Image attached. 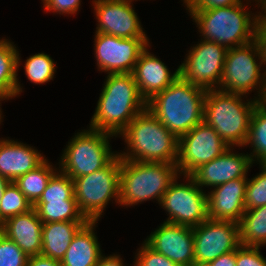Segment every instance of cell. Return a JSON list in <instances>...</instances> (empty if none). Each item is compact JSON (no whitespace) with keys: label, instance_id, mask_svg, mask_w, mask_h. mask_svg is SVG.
<instances>
[{"label":"cell","instance_id":"e0dca14e","mask_svg":"<svg viewBox=\"0 0 266 266\" xmlns=\"http://www.w3.org/2000/svg\"><path fill=\"white\" fill-rule=\"evenodd\" d=\"M232 150L234 148L230 147L221 156L199 166L189 176L201 189L204 186L213 188L236 178H248L247 172L253 165L248 152L237 154Z\"/></svg>","mask_w":266,"mask_h":266},{"label":"cell","instance_id":"cb8c5ba5","mask_svg":"<svg viewBox=\"0 0 266 266\" xmlns=\"http://www.w3.org/2000/svg\"><path fill=\"white\" fill-rule=\"evenodd\" d=\"M19 51L8 39L0 40V95L6 99L20 96L23 91L18 79V70L21 63Z\"/></svg>","mask_w":266,"mask_h":266},{"label":"cell","instance_id":"277c9868","mask_svg":"<svg viewBox=\"0 0 266 266\" xmlns=\"http://www.w3.org/2000/svg\"><path fill=\"white\" fill-rule=\"evenodd\" d=\"M247 5L217 7L207 10H190L201 39L216 42L227 49L254 41L259 15L247 10Z\"/></svg>","mask_w":266,"mask_h":266},{"label":"cell","instance_id":"ac0fdd59","mask_svg":"<svg viewBox=\"0 0 266 266\" xmlns=\"http://www.w3.org/2000/svg\"><path fill=\"white\" fill-rule=\"evenodd\" d=\"M248 178H236L213 187L207 193L208 218L239 223L245 212Z\"/></svg>","mask_w":266,"mask_h":266},{"label":"cell","instance_id":"8fae6325","mask_svg":"<svg viewBox=\"0 0 266 266\" xmlns=\"http://www.w3.org/2000/svg\"><path fill=\"white\" fill-rule=\"evenodd\" d=\"M191 48L183 63L178 66L179 76L206 91L218 89L228 49L203 39Z\"/></svg>","mask_w":266,"mask_h":266},{"label":"cell","instance_id":"836d02e7","mask_svg":"<svg viewBox=\"0 0 266 266\" xmlns=\"http://www.w3.org/2000/svg\"><path fill=\"white\" fill-rule=\"evenodd\" d=\"M135 255L133 266H178L165 255L156 252L145 241Z\"/></svg>","mask_w":266,"mask_h":266},{"label":"cell","instance_id":"30bf717a","mask_svg":"<svg viewBox=\"0 0 266 266\" xmlns=\"http://www.w3.org/2000/svg\"><path fill=\"white\" fill-rule=\"evenodd\" d=\"M179 177L169 185L159 205L169 216L164 222L193 228L208 219L207 193L189 175L184 176L186 184L178 183Z\"/></svg>","mask_w":266,"mask_h":266},{"label":"cell","instance_id":"ee69618b","mask_svg":"<svg viewBox=\"0 0 266 266\" xmlns=\"http://www.w3.org/2000/svg\"><path fill=\"white\" fill-rule=\"evenodd\" d=\"M188 266H210L209 263H205V262H195L193 261L190 265Z\"/></svg>","mask_w":266,"mask_h":266},{"label":"cell","instance_id":"f1b7e54d","mask_svg":"<svg viewBox=\"0 0 266 266\" xmlns=\"http://www.w3.org/2000/svg\"><path fill=\"white\" fill-rule=\"evenodd\" d=\"M31 209H33V205L30 201L14 182H10L4 191L0 203V225L8 218L27 213Z\"/></svg>","mask_w":266,"mask_h":266},{"label":"cell","instance_id":"e575fe53","mask_svg":"<svg viewBox=\"0 0 266 266\" xmlns=\"http://www.w3.org/2000/svg\"><path fill=\"white\" fill-rule=\"evenodd\" d=\"M259 248L240 245L236 249V266H266V258Z\"/></svg>","mask_w":266,"mask_h":266},{"label":"cell","instance_id":"ab89813d","mask_svg":"<svg viewBox=\"0 0 266 266\" xmlns=\"http://www.w3.org/2000/svg\"><path fill=\"white\" fill-rule=\"evenodd\" d=\"M210 266H236V250L219 256L217 259L209 262Z\"/></svg>","mask_w":266,"mask_h":266},{"label":"cell","instance_id":"ba28073f","mask_svg":"<svg viewBox=\"0 0 266 266\" xmlns=\"http://www.w3.org/2000/svg\"><path fill=\"white\" fill-rule=\"evenodd\" d=\"M262 65L255 41L228 49L218 90L247 98L246 95L256 89L255 99L262 102L266 93V74L261 73Z\"/></svg>","mask_w":266,"mask_h":266},{"label":"cell","instance_id":"4316f807","mask_svg":"<svg viewBox=\"0 0 266 266\" xmlns=\"http://www.w3.org/2000/svg\"><path fill=\"white\" fill-rule=\"evenodd\" d=\"M46 159L36 169L19 176L14 183L19 187L24 196L34 205L42 196L50 178L58 171Z\"/></svg>","mask_w":266,"mask_h":266},{"label":"cell","instance_id":"5b68a950","mask_svg":"<svg viewBox=\"0 0 266 266\" xmlns=\"http://www.w3.org/2000/svg\"><path fill=\"white\" fill-rule=\"evenodd\" d=\"M218 89L207 90L203 121L214 128L230 147H244L250 118L258 101Z\"/></svg>","mask_w":266,"mask_h":266},{"label":"cell","instance_id":"d6986e66","mask_svg":"<svg viewBox=\"0 0 266 266\" xmlns=\"http://www.w3.org/2000/svg\"><path fill=\"white\" fill-rule=\"evenodd\" d=\"M149 45L142 51L132 71L138 92L147 102L162 92L179 77V68L171 74L168 66L148 51Z\"/></svg>","mask_w":266,"mask_h":266},{"label":"cell","instance_id":"8992f818","mask_svg":"<svg viewBox=\"0 0 266 266\" xmlns=\"http://www.w3.org/2000/svg\"><path fill=\"white\" fill-rule=\"evenodd\" d=\"M179 176L176 164L121 159L120 206H134L155 199L159 202Z\"/></svg>","mask_w":266,"mask_h":266},{"label":"cell","instance_id":"5bb4252c","mask_svg":"<svg viewBox=\"0 0 266 266\" xmlns=\"http://www.w3.org/2000/svg\"><path fill=\"white\" fill-rule=\"evenodd\" d=\"M194 261L209 263L240 246L239 223L206 219L193 227Z\"/></svg>","mask_w":266,"mask_h":266},{"label":"cell","instance_id":"60d3db41","mask_svg":"<svg viewBox=\"0 0 266 266\" xmlns=\"http://www.w3.org/2000/svg\"><path fill=\"white\" fill-rule=\"evenodd\" d=\"M96 266H126L120 255L113 254L110 256L101 255Z\"/></svg>","mask_w":266,"mask_h":266},{"label":"cell","instance_id":"bcb514c9","mask_svg":"<svg viewBox=\"0 0 266 266\" xmlns=\"http://www.w3.org/2000/svg\"><path fill=\"white\" fill-rule=\"evenodd\" d=\"M262 102L266 105V93Z\"/></svg>","mask_w":266,"mask_h":266},{"label":"cell","instance_id":"d590c367","mask_svg":"<svg viewBox=\"0 0 266 266\" xmlns=\"http://www.w3.org/2000/svg\"><path fill=\"white\" fill-rule=\"evenodd\" d=\"M45 11L54 14H76L79 11L81 0H42Z\"/></svg>","mask_w":266,"mask_h":266},{"label":"cell","instance_id":"4dcf8cb0","mask_svg":"<svg viewBox=\"0 0 266 266\" xmlns=\"http://www.w3.org/2000/svg\"><path fill=\"white\" fill-rule=\"evenodd\" d=\"M56 200H76L74 197L73 179L60 170L50 178L47 187L37 202Z\"/></svg>","mask_w":266,"mask_h":266},{"label":"cell","instance_id":"7402d4cb","mask_svg":"<svg viewBox=\"0 0 266 266\" xmlns=\"http://www.w3.org/2000/svg\"><path fill=\"white\" fill-rule=\"evenodd\" d=\"M98 221H87L75 234L68 247L61 266H96L102 250L95 227Z\"/></svg>","mask_w":266,"mask_h":266},{"label":"cell","instance_id":"484cf974","mask_svg":"<svg viewBox=\"0 0 266 266\" xmlns=\"http://www.w3.org/2000/svg\"><path fill=\"white\" fill-rule=\"evenodd\" d=\"M253 150L249 156L254 164H266V105L258 102L250 118L248 137L245 147Z\"/></svg>","mask_w":266,"mask_h":266},{"label":"cell","instance_id":"d6a6232c","mask_svg":"<svg viewBox=\"0 0 266 266\" xmlns=\"http://www.w3.org/2000/svg\"><path fill=\"white\" fill-rule=\"evenodd\" d=\"M28 256L0 231V266H26Z\"/></svg>","mask_w":266,"mask_h":266},{"label":"cell","instance_id":"9c48e42d","mask_svg":"<svg viewBox=\"0 0 266 266\" xmlns=\"http://www.w3.org/2000/svg\"><path fill=\"white\" fill-rule=\"evenodd\" d=\"M120 170L117 154L104 168L73 179L77 206L88 221H99L112 198L119 205Z\"/></svg>","mask_w":266,"mask_h":266},{"label":"cell","instance_id":"9a60e30c","mask_svg":"<svg viewBox=\"0 0 266 266\" xmlns=\"http://www.w3.org/2000/svg\"><path fill=\"white\" fill-rule=\"evenodd\" d=\"M96 32L120 38H148L133 8V0H93Z\"/></svg>","mask_w":266,"mask_h":266},{"label":"cell","instance_id":"4fadbf2b","mask_svg":"<svg viewBox=\"0 0 266 266\" xmlns=\"http://www.w3.org/2000/svg\"><path fill=\"white\" fill-rule=\"evenodd\" d=\"M94 53L99 71L106 74L132 73L149 38H120L95 32Z\"/></svg>","mask_w":266,"mask_h":266},{"label":"cell","instance_id":"2e32d148","mask_svg":"<svg viewBox=\"0 0 266 266\" xmlns=\"http://www.w3.org/2000/svg\"><path fill=\"white\" fill-rule=\"evenodd\" d=\"M144 241L178 266H188L194 261L192 227L163 222Z\"/></svg>","mask_w":266,"mask_h":266},{"label":"cell","instance_id":"83f0119b","mask_svg":"<svg viewBox=\"0 0 266 266\" xmlns=\"http://www.w3.org/2000/svg\"><path fill=\"white\" fill-rule=\"evenodd\" d=\"M33 208L37 211L42 223L88 221L79 210L76 200L36 202Z\"/></svg>","mask_w":266,"mask_h":266},{"label":"cell","instance_id":"3957f363","mask_svg":"<svg viewBox=\"0 0 266 266\" xmlns=\"http://www.w3.org/2000/svg\"><path fill=\"white\" fill-rule=\"evenodd\" d=\"M207 91L180 76L146 103L157 119L178 139L203 121Z\"/></svg>","mask_w":266,"mask_h":266},{"label":"cell","instance_id":"52a82bcc","mask_svg":"<svg viewBox=\"0 0 266 266\" xmlns=\"http://www.w3.org/2000/svg\"><path fill=\"white\" fill-rule=\"evenodd\" d=\"M114 136L91 128L75 133L60 156L59 170L75 179L104 168L118 154L110 150Z\"/></svg>","mask_w":266,"mask_h":266},{"label":"cell","instance_id":"1f68e13d","mask_svg":"<svg viewBox=\"0 0 266 266\" xmlns=\"http://www.w3.org/2000/svg\"><path fill=\"white\" fill-rule=\"evenodd\" d=\"M260 173L247 179L245 210L266 205V164H259Z\"/></svg>","mask_w":266,"mask_h":266},{"label":"cell","instance_id":"d4e9b609","mask_svg":"<svg viewBox=\"0 0 266 266\" xmlns=\"http://www.w3.org/2000/svg\"><path fill=\"white\" fill-rule=\"evenodd\" d=\"M240 245H266V205L245 210L239 222Z\"/></svg>","mask_w":266,"mask_h":266},{"label":"cell","instance_id":"74e56055","mask_svg":"<svg viewBox=\"0 0 266 266\" xmlns=\"http://www.w3.org/2000/svg\"><path fill=\"white\" fill-rule=\"evenodd\" d=\"M254 41L257 43V46L259 48L262 64L266 66V18H259L255 30ZM263 72L266 74L265 69L263 70Z\"/></svg>","mask_w":266,"mask_h":266},{"label":"cell","instance_id":"7c38bea8","mask_svg":"<svg viewBox=\"0 0 266 266\" xmlns=\"http://www.w3.org/2000/svg\"><path fill=\"white\" fill-rule=\"evenodd\" d=\"M230 146L213 127L200 122L179 138L177 170L188 176L199 166L208 163L227 151Z\"/></svg>","mask_w":266,"mask_h":266},{"label":"cell","instance_id":"ffe728a7","mask_svg":"<svg viewBox=\"0 0 266 266\" xmlns=\"http://www.w3.org/2000/svg\"><path fill=\"white\" fill-rule=\"evenodd\" d=\"M34 148L17 140L0 139V175L14 182L19 176L36 169L46 158Z\"/></svg>","mask_w":266,"mask_h":266},{"label":"cell","instance_id":"7bdbcfd3","mask_svg":"<svg viewBox=\"0 0 266 266\" xmlns=\"http://www.w3.org/2000/svg\"><path fill=\"white\" fill-rule=\"evenodd\" d=\"M11 181H9L8 179H6L5 177H2L0 175V203H1V199L3 197L4 191L7 187V185L10 183Z\"/></svg>","mask_w":266,"mask_h":266},{"label":"cell","instance_id":"b9f144b4","mask_svg":"<svg viewBox=\"0 0 266 266\" xmlns=\"http://www.w3.org/2000/svg\"><path fill=\"white\" fill-rule=\"evenodd\" d=\"M253 1H255V3L257 2L256 4H258L257 5L258 8H259V6H261L260 9L262 11L261 12L260 11L257 12V14L259 15V17L260 18H266V0H253Z\"/></svg>","mask_w":266,"mask_h":266},{"label":"cell","instance_id":"f546056e","mask_svg":"<svg viewBox=\"0 0 266 266\" xmlns=\"http://www.w3.org/2000/svg\"><path fill=\"white\" fill-rule=\"evenodd\" d=\"M56 64L50 55L45 53L33 54L24 64L25 75L31 83L44 84L53 80Z\"/></svg>","mask_w":266,"mask_h":266},{"label":"cell","instance_id":"f6af8a7d","mask_svg":"<svg viewBox=\"0 0 266 266\" xmlns=\"http://www.w3.org/2000/svg\"><path fill=\"white\" fill-rule=\"evenodd\" d=\"M6 101L7 99L4 97V96H2V95H0V104L2 103L1 101ZM1 106V105H0ZM3 121H2V109H1V107H0V124L2 123Z\"/></svg>","mask_w":266,"mask_h":266},{"label":"cell","instance_id":"7a4b0ae2","mask_svg":"<svg viewBox=\"0 0 266 266\" xmlns=\"http://www.w3.org/2000/svg\"><path fill=\"white\" fill-rule=\"evenodd\" d=\"M126 152H117L123 160L177 164L179 139L147 108L119 134Z\"/></svg>","mask_w":266,"mask_h":266},{"label":"cell","instance_id":"f35d334b","mask_svg":"<svg viewBox=\"0 0 266 266\" xmlns=\"http://www.w3.org/2000/svg\"><path fill=\"white\" fill-rule=\"evenodd\" d=\"M26 266H61V262L42 255L28 257Z\"/></svg>","mask_w":266,"mask_h":266},{"label":"cell","instance_id":"8d00e7d4","mask_svg":"<svg viewBox=\"0 0 266 266\" xmlns=\"http://www.w3.org/2000/svg\"><path fill=\"white\" fill-rule=\"evenodd\" d=\"M245 1V0H244ZM247 2L250 0H246ZM186 10H207L217 7H227L242 3L243 0H183Z\"/></svg>","mask_w":266,"mask_h":266},{"label":"cell","instance_id":"603a6c76","mask_svg":"<svg viewBox=\"0 0 266 266\" xmlns=\"http://www.w3.org/2000/svg\"><path fill=\"white\" fill-rule=\"evenodd\" d=\"M87 221H62L43 223L42 256L61 261L78 230Z\"/></svg>","mask_w":266,"mask_h":266},{"label":"cell","instance_id":"44dd1931","mask_svg":"<svg viewBox=\"0 0 266 266\" xmlns=\"http://www.w3.org/2000/svg\"><path fill=\"white\" fill-rule=\"evenodd\" d=\"M42 227L43 223L33 208L27 213L8 218L0 225V231L28 257H32L41 254Z\"/></svg>","mask_w":266,"mask_h":266},{"label":"cell","instance_id":"6da1fadb","mask_svg":"<svg viewBox=\"0 0 266 266\" xmlns=\"http://www.w3.org/2000/svg\"><path fill=\"white\" fill-rule=\"evenodd\" d=\"M89 128L117 137L146 108L132 73L108 74Z\"/></svg>","mask_w":266,"mask_h":266}]
</instances>
